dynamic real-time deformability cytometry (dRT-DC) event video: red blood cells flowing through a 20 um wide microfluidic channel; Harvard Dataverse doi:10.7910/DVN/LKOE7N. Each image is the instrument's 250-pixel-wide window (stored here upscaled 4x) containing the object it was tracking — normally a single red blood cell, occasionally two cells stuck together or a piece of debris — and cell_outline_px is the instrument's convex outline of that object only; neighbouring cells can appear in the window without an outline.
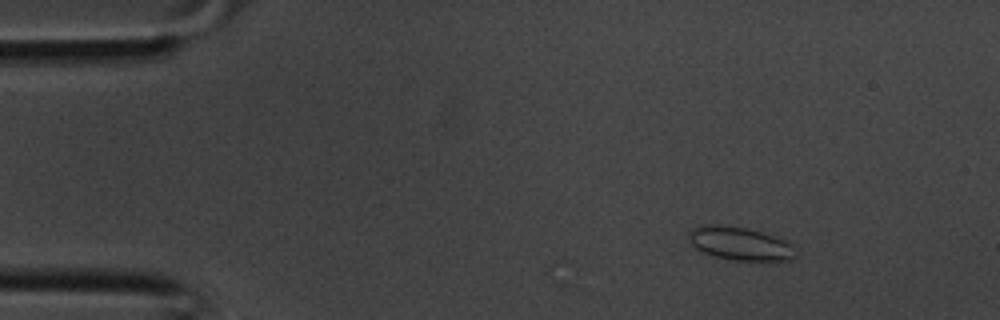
{"species": "common noctule bat (a hibernating species)", "species_latin": "Nyctalus noctula", "temperature_condition": "room temperature", "stored_images_in_passage": 8, "camera_frame_rate_fps": 3000, "um_per_image_px": 0.085, "animal": {"sex": "male", "body_mass_g": 20.1, "forearm_length_mm": 53.5}, "frame": {"image": 1, "passage_image": 4, "time_ms": 1.0, "image_size_px": [1000, 320], "cell_outline_px": [[800, 256], [792, 260], [732, 260], [712, 256], [696, 248], [692, 244], [688, 236], [688, 232], [692, 228], [708, 224], [716, 224], [744, 228], [760, 232], [784, 240], [792, 244]], "centroid_in_image_um": [62.92, 20.72], "position_along_channel_um": 22.1, "area_um2": 20.69}}